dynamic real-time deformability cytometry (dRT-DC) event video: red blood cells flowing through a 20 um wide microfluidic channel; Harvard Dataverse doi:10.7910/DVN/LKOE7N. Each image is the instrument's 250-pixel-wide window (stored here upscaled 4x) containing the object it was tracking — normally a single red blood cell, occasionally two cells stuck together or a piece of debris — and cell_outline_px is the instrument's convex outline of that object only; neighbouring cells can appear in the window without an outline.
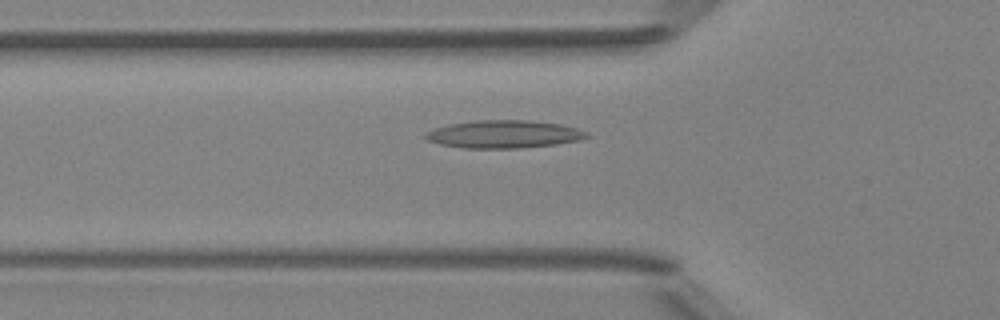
{"species": "Egyptian fruit bat (a non-hibernating species)", "species_latin": "Rousettus aegyptiacus", "temperature_condition": "room temperature", "stored_images_in_passage": 49, "camera_frame_rate_fps": 3000, "um_per_image_px": 0.085, "animal": {"sex": "female"}, "frame": {"image": 1, "passage_image": 17, "time_ms": 5.333, "image_size_px": [1000, 320], "cell_outline_px": [[588, 136], [580, 140], [556, 144], [520, 148], [464, 148], [440, 144], [428, 140], [424, 136], [424, 132], [448, 124], [476, 120], [524, 120], [560, 124], [576, 128], [588, 132]], "centroid_in_image_um": [42.81, 11.41], "position_along_channel_um": 83.0, "area_um2": 26.01}}
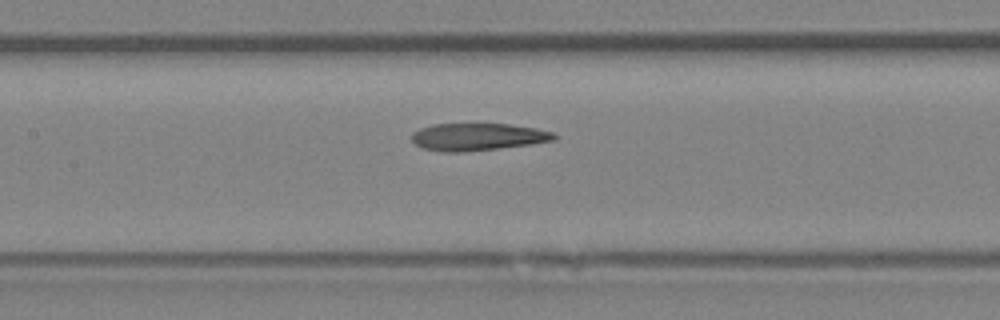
{"frame": {"image": 2, "passage_image": 23, "time_ms": 7.333, "image_size_px": [1000, 320], "cell_outline_px": [[556, 140], [532, 144], [500, 148], [460, 152], [444, 152], [424, 148], [416, 144], [412, 140], [412, 132], [420, 128], [432, 124], [508, 124], [536, 128], [552, 132], [556, 136]], "centroid_in_image_um": [40.61, 11.63], "position_along_channel_um": 166.8, "area_um2": 22.6}}
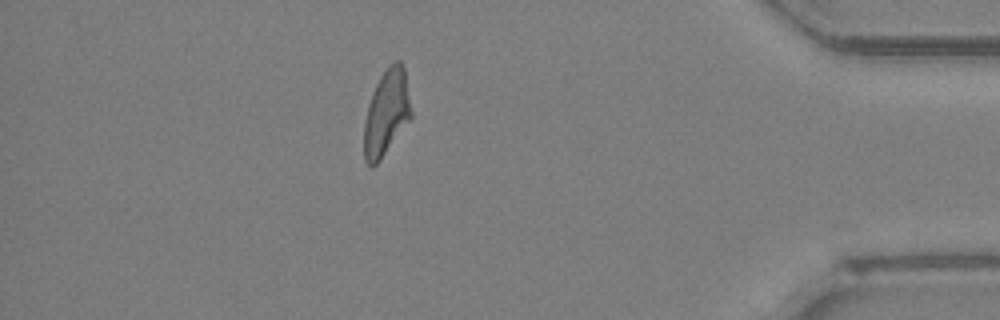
{"frame": {"image": 3, "passage_image": 43, "time_ms": 14.0, "image_size_px": [1000, 320], "cell_outline_px": [[412, 116], [380, 160], [372, 168], [364, 160], [364, 124], [368, 104], [372, 92], [380, 76], [388, 64], [396, 60], [400, 60], [404, 68], [412, 112]], "centroid_in_image_um": [32.84, 9.56], "position_along_channel_um": 402.4, "area_um2": 23.47}, "authors_computed_cell_mechanics": {"area_um2": 23.7558, "velocity_mm_per_s": 4.197, "shape_relaxation_time_tau1_ms": null, "shape_relaxation_time_tau2_ms": 4.6792, "deformation_change_tau1": null, "deformation_change_tau2": 0.1568}}